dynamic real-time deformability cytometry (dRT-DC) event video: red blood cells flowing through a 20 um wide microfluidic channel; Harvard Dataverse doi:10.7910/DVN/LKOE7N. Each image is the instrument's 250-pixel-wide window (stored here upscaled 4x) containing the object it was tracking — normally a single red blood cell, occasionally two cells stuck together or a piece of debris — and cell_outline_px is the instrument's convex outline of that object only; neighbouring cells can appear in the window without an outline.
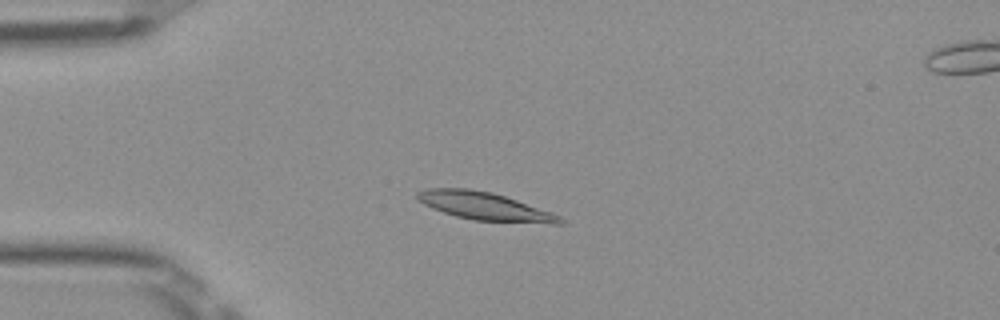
{"species": "Egyptian fruit bat (a non-hibernating species)", "species_latin": "Rousettus aegyptiacus", "temperature_condition": "room temperature", "stored_images_in_passage": 39, "camera_frame_rate_fps": 3000, "um_per_image_px": 0.085, "frame": {"image": 1, "passage_image": 12, "time_ms": 3.667, "image_size_px": [1000, 320], "cell_outline_px": [[564, 224], [552, 224], [472, 220], [456, 216], [432, 208], [416, 200], [416, 192], [428, 188], [468, 188], [492, 192], [552, 212], [560, 216], [564, 220]], "centroid_in_image_um": [41.2, 17.53], "position_along_channel_um": 43.8, "area_um2": 23.29}}
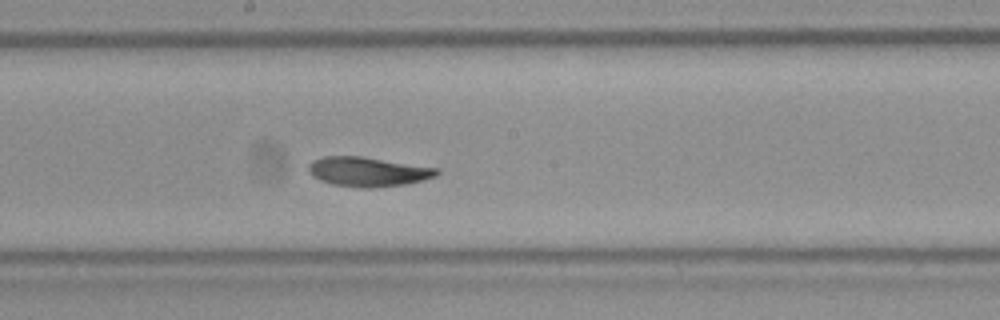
{"frame": {"image": 2, "passage_image": 27, "time_ms": 8.667, "image_size_px": [1000, 320], "cell_outline_px": [[440, 172], [436, 176], [424, 180], [408, 184], [372, 188], [360, 188], [332, 184], [320, 180], [312, 176], [308, 172], [308, 164], [312, 160], [324, 156], [364, 156], [440, 168]], "centroid_in_image_um": [31.3, 14.59], "position_along_channel_um": 216.9, "area_um2": 22.48}}
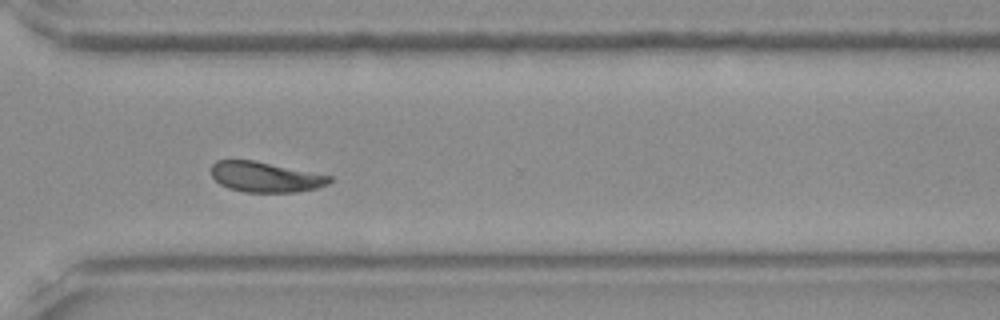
{"frame": {"image": 3, "passage_image": 37, "time_ms": 12.0, "image_size_px": [1000, 320], "cell_outline_px": [[332, 180], [328, 184], [316, 188], [296, 192], [244, 192], [228, 188], [220, 184], [212, 176], [212, 164], [216, 160], [252, 160], [332, 176]], "centroid_in_image_um": [22.55, 15.05], "position_along_channel_um": 348.1, "area_um2": 20.69}, "authors_computed_cell_mechanics": {"area_um2": 22.1952, "velocity_mm_per_s": 3.9406, "shape_relaxation_time_tau1_ms": 3.7026, "shape_relaxation_time_tau2_ms": 2.727, "deformation_change_tau1": 0.154, "deformation_change_tau2": 0.0833}}